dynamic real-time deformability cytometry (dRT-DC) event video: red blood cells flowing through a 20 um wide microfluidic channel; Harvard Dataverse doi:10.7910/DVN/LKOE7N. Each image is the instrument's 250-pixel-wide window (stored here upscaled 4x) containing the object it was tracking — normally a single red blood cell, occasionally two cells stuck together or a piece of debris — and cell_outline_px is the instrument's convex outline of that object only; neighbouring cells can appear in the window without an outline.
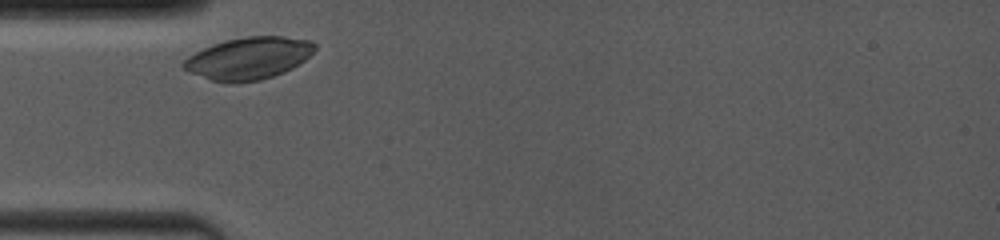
{"species": "common noctule bat (a hibernating species)", "species_latin": "Nyctalus noctula", "temperature_condition": "room temperature", "stored_images_in_passage": 2, "camera_frame_rate_fps": 4000, "um_per_image_px": 0.085, "animal": {"sex": "female", "body_mass_g": 19.0, "forearm_length_mm": 53.3}, "frame": {"image": 1, "passage_image": 1, "time_ms": 0.0, "image_size_px": [1000, 240], "cell_outline_px": [[316, 48], [304, 60], [292, 68], [284, 72], [260, 80], [236, 84], [228, 84], [212, 80], [188, 72], [180, 68], [180, 64], [188, 56], [212, 44], [244, 36], [284, 36], [312, 40], [316, 44]], "centroid_in_image_um": [21.1, 4.96], "position_along_channel_um": 63.9, "area_um2": 32.54}}